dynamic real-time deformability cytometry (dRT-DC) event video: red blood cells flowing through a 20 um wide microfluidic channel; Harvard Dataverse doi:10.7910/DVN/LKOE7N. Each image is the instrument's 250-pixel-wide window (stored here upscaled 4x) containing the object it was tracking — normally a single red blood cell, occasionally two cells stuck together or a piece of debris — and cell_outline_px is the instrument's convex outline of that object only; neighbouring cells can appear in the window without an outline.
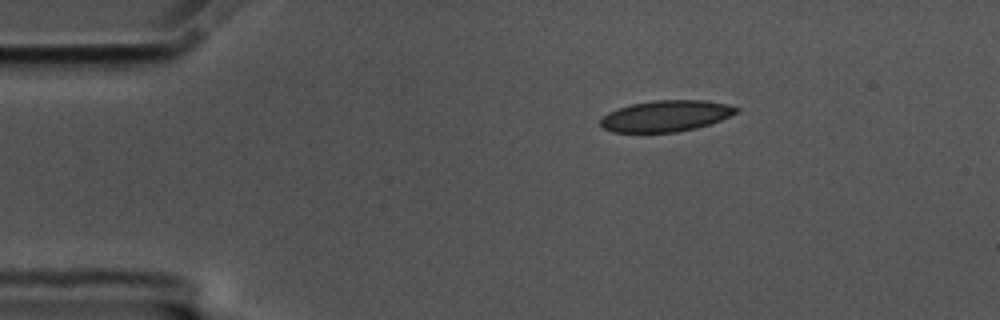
{"species": "common noctule bat (a hibernating species)", "species_latin": "Nyctalus noctula", "temperature_condition": "cold", "stored_images_in_passage": 49, "camera_frame_rate_fps": 3000, "um_per_image_px": 0.085, "animal": {"sex": "male", "body_mass_g": 17.5, "forearm_length_mm": 52.3}, "frame": {"image": 1, "passage_image": 1, "time_ms": 0.0, "image_size_px": [1000, 320], "cell_outline_px": [[740, 112], [720, 120], [696, 128], [676, 132], [612, 132], [604, 128], [600, 124], [600, 120], [608, 112], [616, 108], [632, 104], [652, 100], [708, 100], [728, 104], [740, 108]], "centroid_in_image_um": [56.63, 9.84], "position_along_channel_um": 28.4, "area_um2": 24.8}}
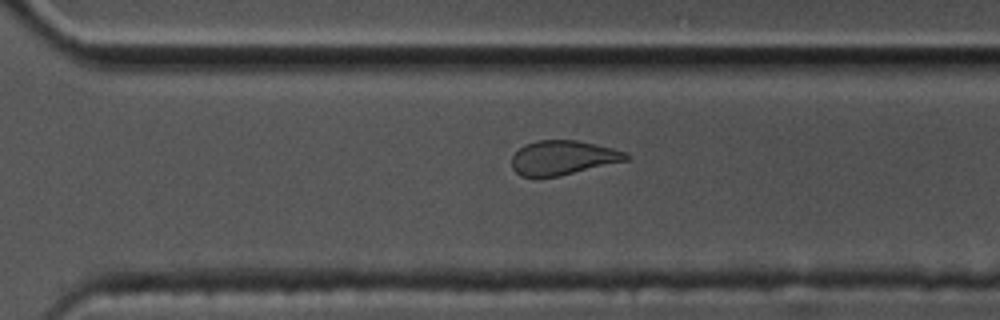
{"frame": {"image": 2, "passage_image": 31, "time_ms": 10.0, "image_size_px": [1000, 320], "cell_outline_px": [[632, 156], [628, 160], [560, 176], [520, 176], [512, 168], [512, 156], [524, 144], [536, 140], [576, 140], [612, 148], [628, 152]], "centroid_in_image_um": [47.87, 13.4], "position_along_channel_um": 322.7, "area_um2": 22.89}}
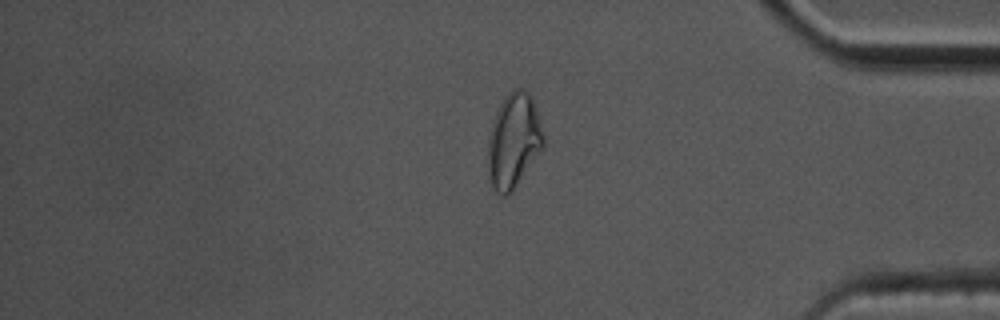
{"frame": {"image": 3, "passage_image": 39, "time_ms": 12.667, "image_size_px": [1000, 320], "cell_outline_px": [[544, 144], [512, 192], [504, 196], [496, 192], [492, 188], [488, 172], [488, 140], [492, 124], [496, 112], [504, 96], [512, 88], [524, 88], [532, 96], [544, 136]], "centroid_in_image_um": [43.64, 11.94], "position_along_channel_um": 391.6, "area_um2": 30.4}, "authors_computed_cell_mechanics": {"area_um2": 25.143, "velocity_mm_per_s": 3.4843, "shape_relaxation_time_tau1_ms": null, "shape_relaxation_time_tau2_ms": 2.5769, "deformation_change_tau1": null, "deformation_change_tau2": 0.0805}}